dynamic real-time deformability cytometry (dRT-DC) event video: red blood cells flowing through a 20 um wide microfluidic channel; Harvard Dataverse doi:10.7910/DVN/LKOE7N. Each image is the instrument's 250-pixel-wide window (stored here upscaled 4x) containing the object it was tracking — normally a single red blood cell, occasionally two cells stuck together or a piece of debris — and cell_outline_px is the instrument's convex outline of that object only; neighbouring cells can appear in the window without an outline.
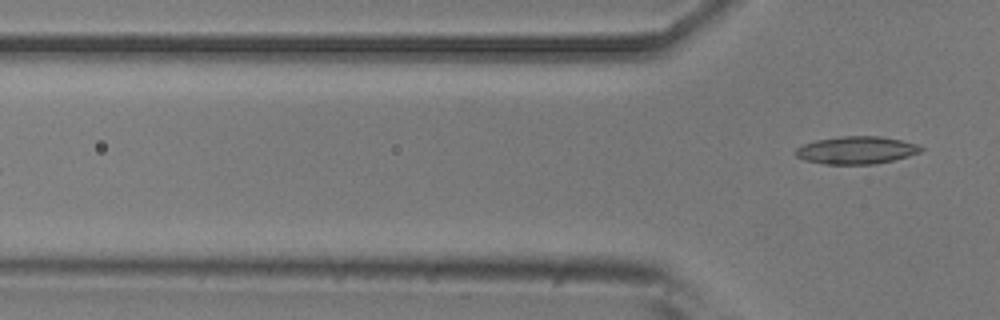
{"species": "common noctule bat (a hibernating species)", "species_latin": "Nyctalus noctula", "temperature_condition": "room temperature", "stored_images_in_passage": 5, "camera_frame_rate_fps": 3000, "um_per_image_px": 0.085, "animal": {"sex": "male", "body_mass_g": 20.5, "forearm_length_mm": 52.5}, "frame": {"image": 1, "passage_image": 5, "time_ms": 4.667, "image_size_px": [1000, 320], "cell_outline_px": [[924, 148], [920, 152], [908, 156], [876, 164], [824, 164], [804, 160], [796, 156], [792, 152], [796, 148], [804, 144], [816, 140], [840, 136], [880, 136], [920, 144]], "centroid_in_image_um": [72.78, 12.76], "position_along_channel_um": 53.0, "area_um2": 20.29}}